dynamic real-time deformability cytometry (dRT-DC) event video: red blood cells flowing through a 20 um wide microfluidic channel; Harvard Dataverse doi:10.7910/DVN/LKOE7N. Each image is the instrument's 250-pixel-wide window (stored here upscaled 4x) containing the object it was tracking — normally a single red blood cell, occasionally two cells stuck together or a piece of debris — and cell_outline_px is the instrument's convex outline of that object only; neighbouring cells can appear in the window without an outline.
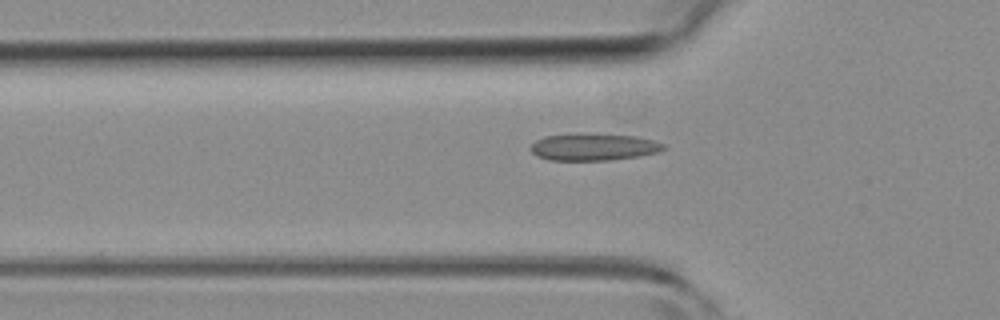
{"species": "common noctule bat (a hibernating species)", "species_latin": "Nyctalus noctula", "temperature_condition": "room temperature", "stored_images_in_passage": 37, "camera_frame_rate_fps": 3000, "um_per_image_px": 0.085, "animal": {"sex": "female", "body_mass_g": 19.3, "forearm_length_mm": 54.1}, "frame": {"image": 1, "passage_image": 6, "time_ms": 1.667, "image_size_px": [1000, 320], "cell_outline_px": [[668, 148], [660, 152], [640, 156], [612, 160], [548, 160], [536, 156], [528, 148], [536, 140], [544, 136], [636, 136], [668, 144]], "centroid_in_image_um": [50.52, 12.55], "position_along_channel_um": 75.3, "area_um2": 20.29}}
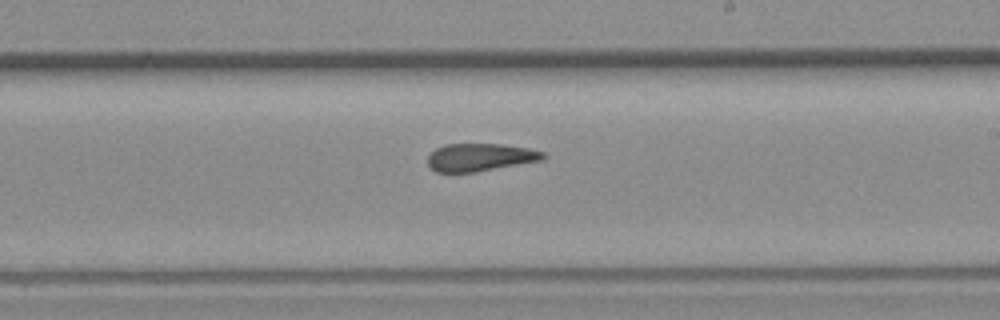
{"frame": {"image": 2, "passage_image": 19, "time_ms": 6.0, "image_size_px": [1000, 320], "cell_outline_px": [[548, 156], [544, 160], [476, 172], [436, 172], [428, 164], [428, 156], [436, 148], [444, 144], [500, 144], [528, 148], [544, 152]], "centroid_in_image_um": [40.85, 13.37], "position_along_channel_um": 248.2, "area_um2": 18.73}}
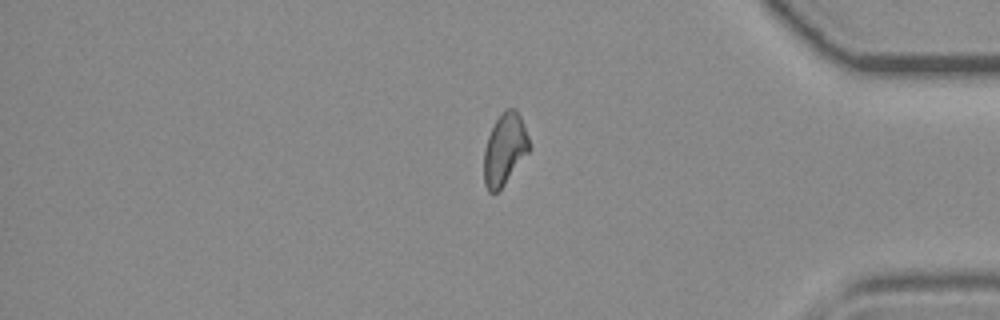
{"frame": {"image": 3, "passage_image": 32, "time_ms": 10.333, "image_size_px": [1000, 320], "cell_outline_px": [[532, 148], [504, 184], [496, 192], [488, 192], [484, 184], [484, 148], [488, 136], [496, 120], [504, 108], [516, 108], [520, 116], [528, 136]], "centroid_in_image_um": [42.9, 12.66], "position_along_channel_um": 392.3, "area_um2": 18.9}}